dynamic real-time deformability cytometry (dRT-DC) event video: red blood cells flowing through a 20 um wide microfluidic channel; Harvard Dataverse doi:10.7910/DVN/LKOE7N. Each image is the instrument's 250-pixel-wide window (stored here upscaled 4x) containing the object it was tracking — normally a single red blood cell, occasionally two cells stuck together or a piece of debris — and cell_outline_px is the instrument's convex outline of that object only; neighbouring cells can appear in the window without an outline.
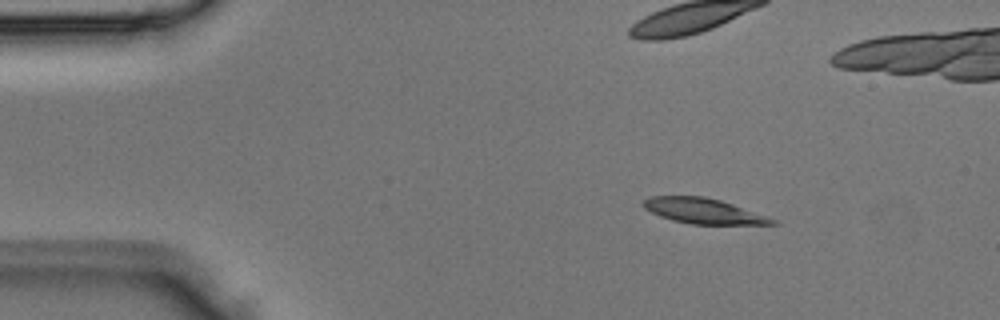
{"species": "Egyptian fruit bat (a non-hibernating species)", "species_latin": "Rousettus aegyptiacus", "temperature_condition": "room temperature", "stored_images_in_passage": 2, "camera_frame_rate_fps": 3000, "um_per_image_px": 0.085, "animal": {"sex": "male"}, "frame": {"image": 1, "passage_image": 1, "time_ms": 0.0, "image_size_px": [1000, 320], "cell_outline_px": [[780, 224], [692, 224], [672, 220], [660, 216], [644, 208], [640, 204], [644, 200], [652, 196], [704, 196], [720, 200], [732, 204], [776, 220]], "centroid_in_image_um": [59.74, 17.93], "position_along_channel_um": 25.3, "area_um2": 18.73}}